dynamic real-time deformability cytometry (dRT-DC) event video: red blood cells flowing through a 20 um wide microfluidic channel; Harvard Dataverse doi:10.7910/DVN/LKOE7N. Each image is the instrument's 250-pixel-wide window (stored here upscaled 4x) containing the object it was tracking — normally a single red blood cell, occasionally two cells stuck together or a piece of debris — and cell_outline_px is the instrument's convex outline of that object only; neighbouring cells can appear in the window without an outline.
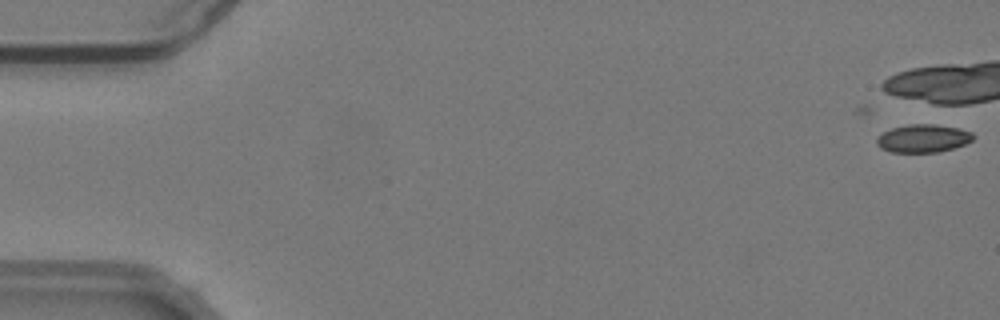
{"species": "common noctule bat (a hibernating species)", "species_latin": "Nyctalus noctula", "temperature_condition": "warm", "stored_images_in_passage": 5, "camera_frame_rate_fps": 3000, "um_per_image_px": 0.085, "animal": {"sex": "male", "body_mass_g": 19.2, "forearm_length_mm": 51.8}, "frame": {"image": 1, "passage_image": 5, "time_ms": 1.333, "image_size_px": [1000, 320], "cell_outline_px": [[976, 136], [972, 140], [964, 144], [940, 152], [892, 152], [880, 148], [876, 144], [876, 136], [892, 128], [908, 124], [932, 124], [956, 128], [972, 132]], "centroid_in_image_um": [78.43, 11.77], "position_along_channel_um": 6.6, "area_um2": 15.72}}